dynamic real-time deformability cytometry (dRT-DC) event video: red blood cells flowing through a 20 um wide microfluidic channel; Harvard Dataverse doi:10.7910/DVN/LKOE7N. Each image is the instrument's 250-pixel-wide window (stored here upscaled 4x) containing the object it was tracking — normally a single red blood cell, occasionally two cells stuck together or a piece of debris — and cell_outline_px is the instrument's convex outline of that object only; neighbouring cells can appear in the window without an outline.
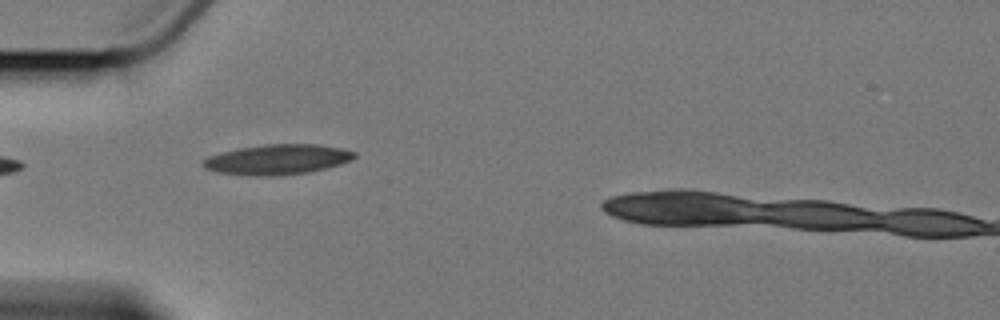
{"species": "Egyptian fruit bat (a non-hibernating species)", "species_latin": "Rousettus aegyptiacus", "temperature_condition": "cold", "stored_images_in_passage": 3, "camera_frame_rate_fps": 3000, "um_per_image_px": 0.085, "animal": {"sex": "female"}, "frame": {"image": 1, "passage_image": 1, "time_ms": 0.0, "image_size_px": [1000, 320], "cell_outline_px": [[356, 156], [340, 164], [308, 172], [280, 176], [256, 176], [216, 172], [204, 168], [200, 164], [208, 156], [240, 148], [264, 144], [320, 144], [340, 148], [356, 152]], "centroid_in_image_um": [23.55, 13.56], "position_along_channel_um": 61.4, "area_um2": 26.47}}
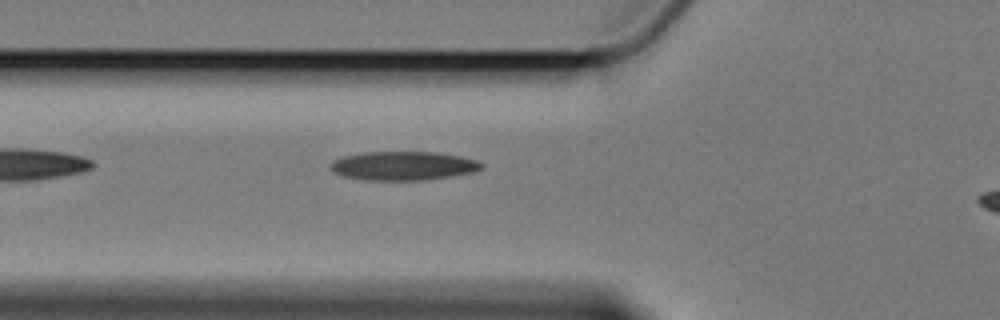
{"frame": {"image": 2, "passage_image": 2, "time_ms": 1.0, "image_size_px": [1000, 320], "cell_outline_px": [[484, 164], [480, 168], [472, 172], [424, 180], [368, 180], [344, 176], [336, 172], [332, 168], [332, 160], [344, 156], [364, 152], [436, 152], [460, 156], [476, 160]], "centroid_in_image_um": [34.28, 14.08], "position_along_channel_um": 91.5, "area_um2": 24.97}}